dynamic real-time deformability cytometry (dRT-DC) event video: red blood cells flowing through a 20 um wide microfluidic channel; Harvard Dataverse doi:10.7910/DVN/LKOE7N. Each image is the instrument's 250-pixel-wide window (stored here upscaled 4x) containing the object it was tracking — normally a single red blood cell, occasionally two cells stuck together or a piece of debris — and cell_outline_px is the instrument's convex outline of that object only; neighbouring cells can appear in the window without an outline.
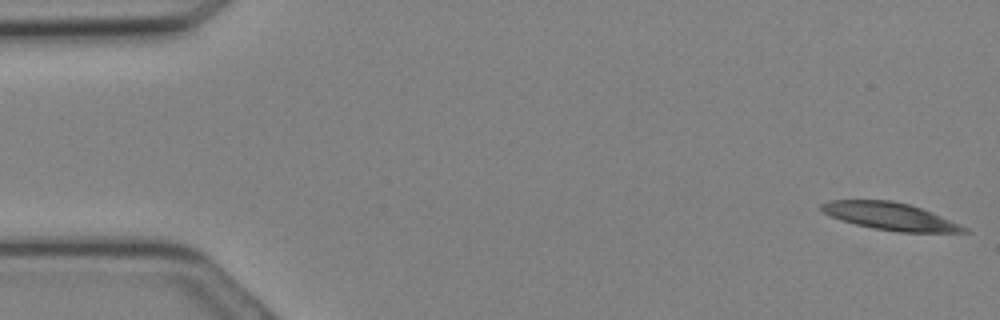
{"species": "Egyptian fruit bat (a non-hibernating species)", "species_latin": "Rousettus aegyptiacus", "temperature_condition": "cold", "stored_images_in_passage": 16, "camera_frame_rate_fps": 3000, "um_per_image_px": 0.085, "animal": {"sex": "female"}, "frame": {"image": 1, "passage_image": 1, "time_ms": 0.0, "image_size_px": [1000, 320], "cell_outline_px": [[972, 232], [900, 232], [872, 228], [840, 220], [824, 212], [820, 208], [820, 204], [828, 200], [892, 200], [908, 204], [932, 212], [968, 228]], "centroid_in_image_um": [75.65, 18.38], "position_along_channel_um": 9.3, "area_um2": 22.6}}
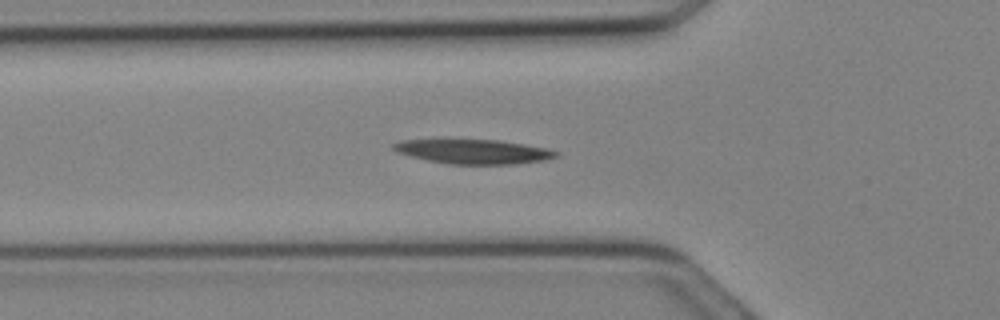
{"frame": {"image": 2, "passage_image": 10, "time_ms": 3.0, "image_size_px": [1000, 320], "cell_outline_px": [[560, 156], [544, 160], [516, 164], [448, 164], [428, 160], [396, 152], [392, 148], [392, 144], [400, 140], [500, 140], [548, 148], [560, 152]], "centroid_in_image_um": [40.3, 12.88], "position_along_channel_um": 85.5, "area_um2": 23.12}}
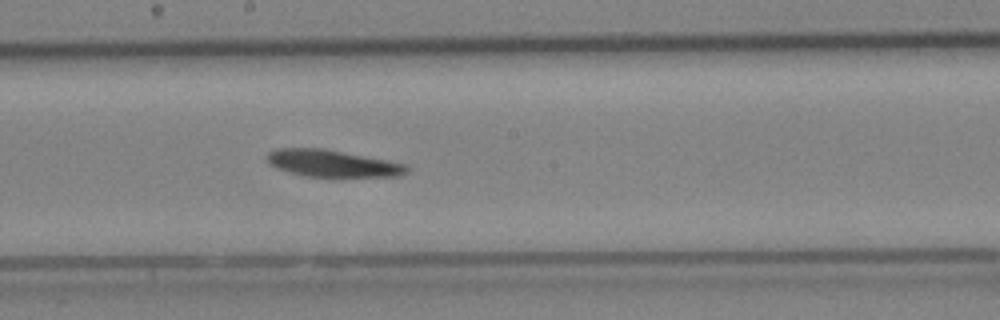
{"frame": {"image": 3, "passage_image": 16, "time_ms": 5.0, "image_size_px": [1000, 320], "cell_outline_px": [[408, 172], [400, 176], [304, 176], [276, 168], [268, 164], [264, 156], [268, 152], [276, 148], [324, 148], [388, 160], [408, 164]], "centroid_in_image_um": [28.22, 13.87], "position_along_channel_um": 220.0, "area_um2": 22.08}}